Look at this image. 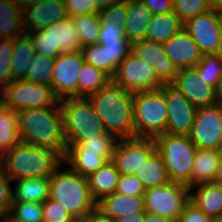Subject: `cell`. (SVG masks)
I'll return each mask as SVG.
<instances>
[{"label":"cell","mask_w":222,"mask_h":222,"mask_svg":"<svg viewBox=\"0 0 222 222\" xmlns=\"http://www.w3.org/2000/svg\"><path fill=\"white\" fill-rule=\"evenodd\" d=\"M221 173V151L197 149L191 177V188L197 184L216 182Z\"/></svg>","instance_id":"21"},{"label":"cell","mask_w":222,"mask_h":222,"mask_svg":"<svg viewBox=\"0 0 222 222\" xmlns=\"http://www.w3.org/2000/svg\"><path fill=\"white\" fill-rule=\"evenodd\" d=\"M156 151L167 168L171 182L191 188V177L197 147L187 135L164 133L154 138Z\"/></svg>","instance_id":"6"},{"label":"cell","mask_w":222,"mask_h":222,"mask_svg":"<svg viewBox=\"0 0 222 222\" xmlns=\"http://www.w3.org/2000/svg\"><path fill=\"white\" fill-rule=\"evenodd\" d=\"M211 222H222V217H220V218H212Z\"/></svg>","instance_id":"60"},{"label":"cell","mask_w":222,"mask_h":222,"mask_svg":"<svg viewBox=\"0 0 222 222\" xmlns=\"http://www.w3.org/2000/svg\"><path fill=\"white\" fill-rule=\"evenodd\" d=\"M112 81L130 93L156 90L163 85L154 68L132 52L118 66Z\"/></svg>","instance_id":"11"},{"label":"cell","mask_w":222,"mask_h":222,"mask_svg":"<svg viewBox=\"0 0 222 222\" xmlns=\"http://www.w3.org/2000/svg\"><path fill=\"white\" fill-rule=\"evenodd\" d=\"M12 180L0 166V220L6 219L13 204V191L10 187Z\"/></svg>","instance_id":"44"},{"label":"cell","mask_w":222,"mask_h":222,"mask_svg":"<svg viewBox=\"0 0 222 222\" xmlns=\"http://www.w3.org/2000/svg\"><path fill=\"white\" fill-rule=\"evenodd\" d=\"M3 87L0 85V94L2 93Z\"/></svg>","instance_id":"61"},{"label":"cell","mask_w":222,"mask_h":222,"mask_svg":"<svg viewBox=\"0 0 222 222\" xmlns=\"http://www.w3.org/2000/svg\"><path fill=\"white\" fill-rule=\"evenodd\" d=\"M212 10L209 0H173V13L185 23L191 18Z\"/></svg>","instance_id":"39"},{"label":"cell","mask_w":222,"mask_h":222,"mask_svg":"<svg viewBox=\"0 0 222 222\" xmlns=\"http://www.w3.org/2000/svg\"><path fill=\"white\" fill-rule=\"evenodd\" d=\"M65 11L69 18L77 15L99 13V10L90 0H63Z\"/></svg>","instance_id":"48"},{"label":"cell","mask_w":222,"mask_h":222,"mask_svg":"<svg viewBox=\"0 0 222 222\" xmlns=\"http://www.w3.org/2000/svg\"><path fill=\"white\" fill-rule=\"evenodd\" d=\"M196 108L215 104V89L205 83L194 67L182 68L171 83Z\"/></svg>","instance_id":"17"},{"label":"cell","mask_w":222,"mask_h":222,"mask_svg":"<svg viewBox=\"0 0 222 222\" xmlns=\"http://www.w3.org/2000/svg\"><path fill=\"white\" fill-rule=\"evenodd\" d=\"M20 142L18 111L0 101V156Z\"/></svg>","instance_id":"30"},{"label":"cell","mask_w":222,"mask_h":222,"mask_svg":"<svg viewBox=\"0 0 222 222\" xmlns=\"http://www.w3.org/2000/svg\"><path fill=\"white\" fill-rule=\"evenodd\" d=\"M13 202L43 203L49 198V178H28L16 180Z\"/></svg>","instance_id":"27"},{"label":"cell","mask_w":222,"mask_h":222,"mask_svg":"<svg viewBox=\"0 0 222 222\" xmlns=\"http://www.w3.org/2000/svg\"><path fill=\"white\" fill-rule=\"evenodd\" d=\"M77 222H115L110 217L104 215L99 209H95L90 213L86 214Z\"/></svg>","instance_id":"51"},{"label":"cell","mask_w":222,"mask_h":222,"mask_svg":"<svg viewBox=\"0 0 222 222\" xmlns=\"http://www.w3.org/2000/svg\"><path fill=\"white\" fill-rule=\"evenodd\" d=\"M212 9L215 11H221L222 10V0H209Z\"/></svg>","instance_id":"57"},{"label":"cell","mask_w":222,"mask_h":222,"mask_svg":"<svg viewBox=\"0 0 222 222\" xmlns=\"http://www.w3.org/2000/svg\"><path fill=\"white\" fill-rule=\"evenodd\" d=\"M217 15H218V18H219L221 39H222V10L221 11H217Z\"/></svg>","instance_id":"59"},{"label":"cell","mask_w":222,"mask_h":222,"mask_svg":"<svg viewBox=\"0 0 222 222\" xmlns=\"http://www.w3.org/2000/svg\"><path fill=\"white\" fill-rule=\"evenodd\" d=\"M81 52L74 54L60 53L54 60L51 87L59 99L78 98V78L84 63Z\"/></svg>","instance_id":"16"},{"label":"cell","mask_w":222,"mask_h":222,"mask_svg":"<svg viewBox=\"0 0 222 222\" xmlns=\"http://www.w3.org/2000/svg\"><path fill=\"white\" fill-rule=\"evenodd\" d=\"M145 212H135L124 215L115 220V222H144Z\"/></svg>","instance_id":"52"},{"label":"cell","mask_w":222,"mask_h":222,"mask_svg":"<svg viewBox=\"0 0 222 222\" xmlns=\"http://www.w3.org/2000/svg\"><path fill=\"white\" fill-rule=\"evenodd\" d=\"M195 192L190 189V202L211 218L222 217V187L216 182L196 185Z\"/></svg>","instance_id":"23"},{"label":"cell","mask_w":222,"mask_h":222,"mask_svg":"<svg viewBox=\"0 0 222 222\" xmlns=\"http://www.w3.org/2000/svg\"><path fill=\"white\" fill-rule=\"evenodd\" d=\"M109 54V76L112 78L118 66L131 52V44H108L103 45Z\"/></svg>","instance_id":"47"},{"label":"cell","mask_w":222,"mask_h":222,"mask_svg":"<svg viewBox=\"0 0 222 222\" xmlns=\"http://www.w3.org/2000/svg\"><path fill=\"white\" fill-rule=\"evenodd\" d=\"M184 30L199 47L202 55L222 54V39L217 11L214 9L183 23Z\"/></svg>","instance_id":"15"},{"label":"cell","mask_w":222,"mask_h":222,"mask_svg":"<svg viewBox=\"0 0 222 222\" xmlns=\"http://www.w3.org/2000/svg\"><path fill=\"white\" fill-rule=\"evenodd\" d=\"M131 52L152 66L163 84L174 81L178 68L165 54L162 43L142 39L131 43Z\"/></svg>","instance_id":"18"},{"label":"cell","mask_w":222,"mask_h":222,"mask_svg":"<svg viewBox=\"0 0 222 222\" xmlns=\"http://www.w3.org/2000/svg\"><path fill=\"white\" fill-rule=\"evenodd\" d=\"M43 222H77L65 208L50 198L42 203Z\"/></svg>","instance_id":"43"},{"label":"cell","mask_w":222,"mask_h":222,"mask_svg":"<svg viewBox=\"0 0 222 222\" xmlns=\"http://www.w3.org/2000/svg\"><path fill=\"white\" fill-rule=\"evenodd\" d=\"M7 222H43L41 203L13 202Z\"/></svg>","instance_id":"37"},{"label":"cell","mask_w":222,"mask_h":222,"mask_svg":"<svg viewBox=\"0 0 222 222\" xmlns=\"http://www.w3.org/2000/svg\"><path fill=\"white\" fill-rule=\"evenodd\" d=\"M31 37L25 32L13 40V55L11 61V75L13 80H23L27 68L35 55Z\"/></svg>","instance_id":"29"},{"label":"cell","mask_w":222,"mask_h":222,"mask_svg":"<svg viewBox=\"0 0 222 222\" xmlns=\"http://www.w3.org/2000/svg\"><path fill=\"white\" fill-rule=\"evenodd\" d=\"M54 60V58L35 53L28 64L29 67L23 80L51 86Z\"/></svg>","instance_id":"35"},{"label":"cell","mask_w":222,"mask_h":222,"mask_svg":"<svg viewBox=\"0 0 222 222\" xmlns=\"http://www.w3.org/2000/svg\"><path fill=\"white\" fill-rule=\"evenodd\" d=\"M152 15H160L173 11V0H140Z\"/></svg>","instance_id":"50"},{"label":"cell","mask_w":222,"mask_h":222,"mask_svg":"<svg viewBox=\"0 0 222 222\" xmlns=\"http://www.w3.org/2000/svg\"><path fill=\"white\" fill-rule=\"evenodd\" d=\"M25 32L36 31L67 18L63 0H41L22 11Z\"/></svg>","instance_id":"19"},{"label":"cell","mask_w":222,"mask_h":222,"mask_svg":"<svg viewBox=\"0 0 222 222\" xmlns=\"http://www.w3.org/2000/svg\"><path fill=\"white\" fill-rule=\"evenodd\" d=\"M13 55V40L0 38V85L5 87L13 81L11 61Z\"/></svg>","instance_id":"42"},{"label":"cell","mask_w":222,"mask_h":222,"mask_svg":"<svg viewBox=\"0 0 222 222\" xmlns=\"http://www.w3.org/2000/svg\"><path fill=\"white\" fill-rule=\"evenodd\" d=\"M64 156L49 148L23 142L0 156V166L12 180L28 178H50L63 166Z\"/></svg>","instance_id":"2"},{"label":"cell","mask_w":222,"mask_h":222,"mask_svg":"<svg viewBox=\"0 0 222 222\" xmlns=\"http://www.w3.org/2000/svg\"><path fill=\"white\" fill-rule=\"evenodd\" d=\"M32 40L36 54L56 58L60 53L81 52L80 34L72 18H65L36 31L26 32Z\"/></svg>","instance_id":"8"},{"label":"cell","mask_w":222,"mask_h":222,"mask_svg":"<svg viewBox=\"0 0 222 222\" xmlns=\"http://www.w3.org/2000/svg\"><path fill=\"white\" fill-rule=\"evenodd\" d=\"M16 6H18L22 11L41 0H11Z\"/></svg>","instance_id":"56"},{"label":"cell","mask_w":222,"mask_h":222,"mask_svg":"<svg viewBox=\"0 0 222 222\" xmlns=\"http://www.w3.org/2000/svg\"><path fill=\"white\" fill-rule=\"evenodd\" d=\"M49 198L61 204L76 220L97 208L87 178L73 171H65L61 166L49 178Z\"/></svg>","instance_id":"4"},{"label":"cell","mask_w":222,"mask_h":222,"mask_svg":"<svg viewBox=\"0 0 222 222\" xmlns=\"http://www.w3.org/2000/svg\"><path fill=\"white\" fill-rule=\"evenodd\" d=\"M136 175L146 189L171 183L164 161L157 151L150 156Z\"/></svg>","instance_id":"32"},{"label":"cell","mask_w":222,"mask_h":222,"mask_svg":"<svg viewBox=\"0 0 222 222\" xmlns=\"http://www.w3.org/2000/svg\"><path fill=\"white\" fill-rule=\"evenodd\" d=\"M117 141L118 139L114 135L105 132L102 135L81 141L77 145H67V149H85L87 152L97 153V155L110 161L113 159Z\"/></svg>","instance_id":"36"},{"label":"cell","mask_w":222,"mask_h":222,"mask_svg":"<svg viewBox=\"0 0 222 222\" xmlns=\"http://www.w3.org/2000/svg\"><path fill=\"white\" fill-rule=\"evenodd\" d=\"M205 83L215 88L222 76V54L203 55L202 59L194 67Z\"/></svg>","instance_id":"38"},{"label":"cell","mask_w":222,"mask_h":222,"mask_svg":"<svg viewBox=\"0 0 222 222\" xmlns=\"http://www.w3.org/2000/svg\"><path fill=\"white\" fill-rule=\"evenodd\" d=\"M215 104L222 107V76L215 86Z\"/></svg>","instance_id":"54"},{"label":"cell","mask_w":222,"mask_h":222,"mask_svg":"<svg viewBox=\"0 0 222 222\" xmlns=\"http://www.w3.org/2000/svg\"><path fill=\"white\" fill-rule=\"evenodd\" d=\"M189 192L186 185L175 182L147 188L143 195L145 211L175 221L190 201Z\"/></svg>","instance_id":"10"},{"label":"cell","mask_w":222,"mask_h":222,"mask_svg":"<svg viewBox=\"0 0 222 222\" xmlns=\"http://www.w3.org/2000/svg\"><path fill=\"white\" fill-rule=\"evenodd\" d=\"M197 149L222 150V107L214 104L197 108L189 135Z\"/></svg>","instance_id":"12"},{"label":"cell","mask_w":222,"mask_h":222,"mask_svg":"<svg viewBox=\"0 0 222 222\" xmlns=\"http://www.w3.org/2000/svg\"><path fill=\"white\" fill-rule=\"evenodd\" d=\"M183 28V23L173 13L152 15L146 30V40L164 43Z\"/></svg>","instance_id":"26"},{"label":"cell","mask_w":222,"mask_h":222,"mask_svg":"<svg viewBox=\"0 0 222 222\" xmlns=\"http://www.w3.org/2000/svg\"><path fill=\"white\" fill-rule=\"evenodd\" d=\"M24 33L22 10L11 0H0V38L14 40Z\"/></svg>","instance_id":"28"},{"label":"cell","mask_w":222,"mask_h":222,"mask_svg":"<svg viewBox=\"0 0 222 222\" xmlns=\"http://www.w3.org/2000/svg\"><path fill=\"white\" fill-rule=\"evenodd\" d=\"M72 21L80 34L82 47L98 44L101 30V19L98 13L77 15L72 18Z\"/></svg>","instance_id":"34"},{"label":"cell","mask_w":222,"mask_h":222,"mask_svg":"<svg viewBox=\"0 0 222 222\" xmlns=\"http://www.w3.org/2000/svg\"><path fill=\"white\" fill-rule=\"evenodd\" d=\"M64 162H67L73 171L87 177L108 161L103 156H99L97 153L87 152L85 149H67Z\"/></svg>","instance_id":"33"},{"label":"cell","mask_w":222,"mask_h":222,"mask_svg":"<svg viewBox=\"0 0 222 222\" xmlns=\"http://www.w3.org/2000/svg\"><path fill=\"white\" fill-rule=\"evenodd\" d=\"M81 53L86 63L101 69L109 75L108 50L101 44L87 45L82 47Z\"/></svg>","instance_id":"40"},{"label":"cell","mask_w":222,"mask_h":222,"mask_svg":"<svg viewBox=\"0 0 222 222\" xmlns=\"http://www.w3.org/2000/svg\"><path fill=\"white\" fill-rule=\"evenodd\" d=\"M144 222H174V221L169 218L162 217L158 214L145 211Z\"/></svg>","instance_id":"53"},{"label":"cell","mask_w":222,"mask_h":222,"mask_svg":"<svg viewBox=\"0 0 222 222\" xmlns=\"http://www.w3.org/2000/svg\"><path fill=\"white\" fill-rule=\"evenodd\" d=\"M59 104L66 145H77L107 132L88 98L68 97Z\"/></svg>","instance_id":"5"},{"label":"cell","mask_w":222,"mask_h":222,"mask_svg":"<svg viewBox=\"0 0 222 222\" xmlns=\"http://www.w3.org/2000/svg\"><path fill=\"white\" fill-rule=\"evenodd\" d=\"M119 0H90L91 4H94L98 10L106 8Z\"/></svg>","instance_id":"55"},{"label":"cell","mask_w":222,"mask_h":222,"mask_svg":"<svg viewBox=\"0 0 222 222\" xmlns=\"http://www.w3.org/2000/svg\"><path fill=\"white\" fill-rule=\"evenodd\" d=\"M163 46L165 54L178 70L195 67L203 56L199 47L184 28L164 42Z\"/></svg>","instance_id":"20"},{"label":"cell","mask_w":222,"mask_h":222,"mask_svg":"<svg viewBox=\"0 0 222 222\" xmlns=\"http://www.w3.org/2000/svg\"><path fill=\"white\" fill-rule=\"evenodd\" d=\"M0 222H7V221H6V219H1V221H0Z\"/></svg>","instance_id":"62"},{"label":"cell","mask_w":222,"mask_h":222,"mask_svg":"<svg viewBox=\"0 0 222 222\" xmlns=\"http://www.w3.org/2000/svg\"><path fill=\"white\" fill-rule=\"evenodd\" d=\"M119 177L120 172L112 160L90 173L86 178L93 199L98 202L104 196L116 192Z\"/></svg>","instance_id":"24"},{"label":"cell","mask_w":222,"mask_h":222,"mask_svg":"<svg viewBox=\"0 0 222 222\" xmlns=\"http://www.w3.org/2000/svg\"><path fill=\"white\" fill-rule=\"evenodd\" d=\"M127 16L125 20L126 39L132 43L145 39L146 30L152 14L140 0H126Z\"/></svg>","instance_id":"25"},{"label":"cell","mask_w":222,"mask_h":222,"mask_svg":"<svg viewBox=\"0 0 222 222\" xmlns=\"http://www.w3.org/2000/svg\"><path fill=\"white\" fill-rule=\"evenodd\" d=\"M0 101L7 108L22 111L29 108L54 107L59 99L54 95L51 86L26 80H13L3 87Z\"/></svg>","instance_id":"9"},{"label":"cell","mask_w":222,"mask_h":222,"mask_svg":"<svg viewBox=\"0 0 222 222\" xmlns=\"http://www.w3.org/2000/svg\"><path fill=\"white\" fill-rule=\"evenodd\" d=\"M98 44H131L126 39L125 24L101 22Z\"/></svg>","instance_id":"41"},{"label":"cell","mask_w":222,"mask_h":222,"mask_svg":"<svg viewBox=\"0 0 222 222\" xmlns=\"http://www.w3.org/2000/svg\"><path fill=\"white\" fill-rule=\"evenodd\" d=\"M159 89L164 94L168 111L165 133L189 136L197 108L171 83L163 84Z\"/></svg>","instance_id":"14"},{"label":"cell","mask_w":222,"mask_h":222,"mask_svg":"<svg viewBox=\"0 0 222 222\" xmlns=\"http://www.w3.org/2000/svg\"><path fill=\"white\" fill-rule=\"evenodd\" d=\"M156 151L154 138L133 137L118 139L112 161L120 175H136Z\"/></svg>","instance_id":"13"},{"label":"cell","mask_w":222,"mask_h":222,"mask_svg":"<svg viewBox=\"0 0 222 222\" xmlns=\"http://www.w3.org/2000/svg\"><path fill=\"white\" fill-rule=\"evenodd\" d=\"M167 104L160 89L134 93L133 127L135 137L155 138L166 132Z\"/></svg>","instance_id":"7"},{"label":"cell","mask_w":222,"mask_h":222,"mask_svg":"<svg viewBox=\"0 0 222 222\" xmlns=\"http://www.w3.org/2000/svg\"><path fill=\"white\" fill-rule=\"evenodd\" d=\"M97 209L115 221L124 215L145 212L144 198L143 196H129L114 192L99 200Z\"/></svg>","instance_id":"22"},{"label":"cell","mask_w":222,"mask_h":222,"mask_svg":"<svg viewBox=\"0 0 222 222\" xmlns=\"http://www.w3.org/2000/svg\"><path fill=\"white\" fill-rule=\"evenodd\" d=\"M216 183L222 187V150H221V173L218 175Z\"/></svg>","instance_id":"58"},{"label":"cell","mask_w":222,"mask_h":222,"mask_svg":"<svg viewBox=\"0 0 222 222\" xmlns=\"http://www.w3.org/2000/svg\"><path fill=\"white\" fill-rule=\"evenodd\" d=\"M133 96L112 80L88 97L106 131L117 139L135 137L133 127Z\"/></svg>","instance_id":"3"},{"label":"cell","mask_w":222,"mask_h":222,"mask_svg":"<svg viewBox=\"0 0 222 222\" xmlns=\"http://www.w3.org/2000/svg\"><path fill=\"white\" fill-rule=\"evenodd\" d=\"M18 121L21 142L49 148L65 156L67 145L59 102L54 107L18 111Z\"/></svg>","instance_id":"1"},{"label":"cell","mask_w":222,"mask_h":222,"mask_svg":"<svg viewBox=\"0 0 222 222\" xmlns=\"http://www.w3.org/2000/svg\"><path fill=\"white\" fill-rule=\"evenodd\" d=\"M212 218L205 215L190 201L185 205L181 214L174 222H211Z\"/></svg>","instance_id":"49"},{"label":"cell","mask_w":222,"mask_h":222,"mask_svg":"<svg viewBox=\"0 0 222 222\" xmlns=\"http://www.w3.org/2000/svg\"><path fill=\"white\" fill-rule=\"evenodd\" d=\"M112 78L92 64L84 62L78 78V98H88L105 87Z\"/></svg>","instance_id":"31"},{"label":"cell","mask_w":222,"mask_h":222,"mask_svg":"<svg viewBox=\"0 0 222 222\" xmlns=\"http://www.w3.org/2000/svg\"><path fill=\"white\" fill-rule=\"evenodd\" d=\"M101 22L125 24L127 16L126 0H119L99 10Z\"/></svg>","instance_id":"45"},{"label":"cell","mask_w":222,"mask_h":222,"mask_svg":"<svg viewBox=\"0 0 222 222\" xmlns=\"http://www.w3.org/2000/svg\"><path fill=\"white\" fill-rule=\"evenodd\" d=\"M146 191L137 175H120L116 192L129 196H143Z\"/></svg>","instance_id":"46"}]
</instances>
